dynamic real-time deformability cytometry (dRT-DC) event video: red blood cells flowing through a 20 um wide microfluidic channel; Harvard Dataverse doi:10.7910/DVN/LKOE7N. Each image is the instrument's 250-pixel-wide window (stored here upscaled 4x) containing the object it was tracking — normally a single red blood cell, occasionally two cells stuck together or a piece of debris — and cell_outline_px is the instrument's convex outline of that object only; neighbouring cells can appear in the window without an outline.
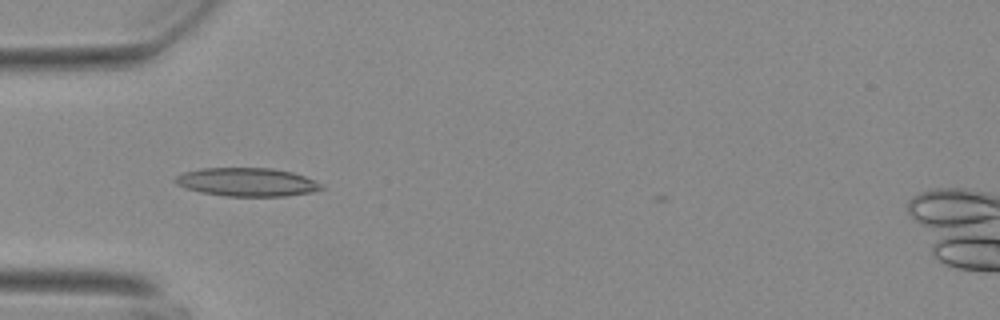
{"species": "Egyptian fruit bat (a non-hibernating species)", "species_latin": "Rousettus aegyptiacus", "temperature_condition": "warm", "stored_images_in_passage": 39, "camera_frame_rate_fps": 3000, "um_per_image_px": 0.085, "animal": {"sex": "female"}, "frame": {"image": 1, "passage_image": 2, "time_ms": 0.333, "image_size_px": [1000, 320], "cell_outline_px": [[324, 188], [308, 192], [284, 196], [224, 196], [200, 192], [176, 184], [172, 180], [176, 176], [184, 172], [200, 168], [272, 168], [292, 172], [304, 176], [320, 184]], "centroid_in_image_um": [20.93, 15.47], "position_along_channel_um": 64.1, "area_um2": 23.99}}
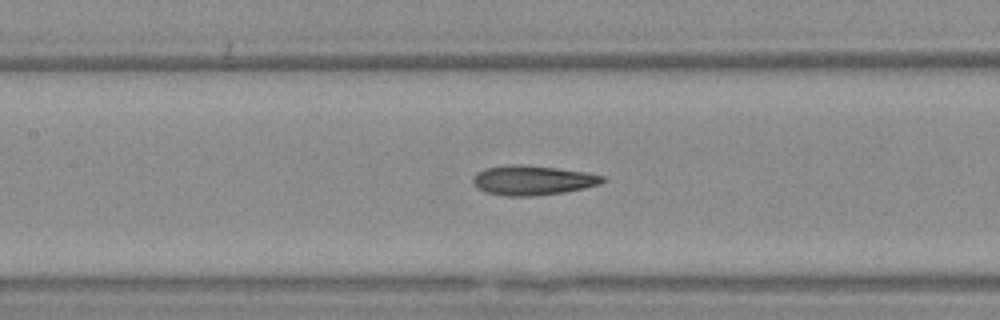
{"frame": {"image": 2, "passage_image": 10, "time_ms": 3.0, "image_size_px": [1000, 320], "cell_outline_px": [[608, 180], [600, 184], [584, 188], [564, 192], [532, 196], [504, 196], [484, 192], [472, 180], [476, 172], [484, 168], [508, 164], [520, 164], [556, 168], [584, 172], [604, 176]], "centroid_in_image_um": [45.27, 15.32], "position_along_channel_um": 162.1, "area_um2": 22.37}}
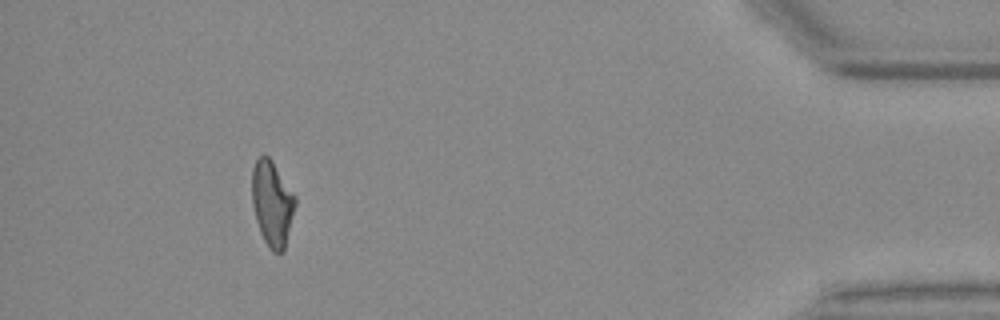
{"frame": {"image": 3, "passage_image": 35, "time_ms": 11.333, "image_size_px": [1000, 320], "cell_outline_px": [[296, 204], [284, 252], [272, 252], [268, 248], [260, 232], [256, 220], [252, 204], [252, 168], [256, 160], [260, 156], [268, 156], [272, 160], [296, 196]], "centroid_in_image_um": [23.14, 17.31], "position_along_channel_um": 412.1, "area_um2": 21.62}, "authors_computed_cell_mechanics": {"area_um2": 21.7906, "velocity_mm_per_s": 3.7264, "shape_relaxation_time_tau1_ms": null, "shape_relaxation_time_tau2_ms": 3.1067, "deformation_change_tau1": null, "deformation_change_tau2": 0.1329}}